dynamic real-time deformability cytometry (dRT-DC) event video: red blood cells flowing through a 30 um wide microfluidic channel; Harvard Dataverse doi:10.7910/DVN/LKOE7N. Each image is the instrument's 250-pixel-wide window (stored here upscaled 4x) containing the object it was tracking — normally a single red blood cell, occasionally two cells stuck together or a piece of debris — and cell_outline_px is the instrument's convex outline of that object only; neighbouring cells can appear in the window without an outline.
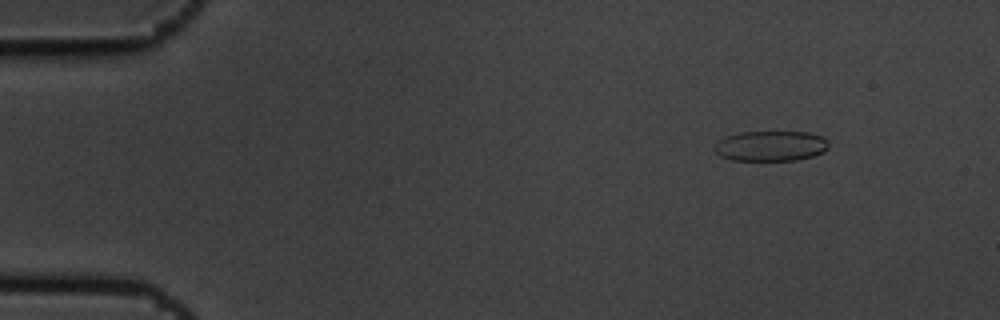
{"species": "common noctule bat (a hibernating species)", "species_latin": "Nyctalus noctula", "temperature_condition": "cold", "stored_images_in_passage": 5, "camera_frame_rate_fps": 3000, "um_per_image_px": 0.085, "animal": {"sex": "male", "body_mass_g": 19.5, "forearm_length_mm": 54.6}, "frame": {"image": 1, "passage_image": 5, "time_ms": 1.333, "image_size_px": [1000, 320], "cell_outline_px": [[828, 148], [824, 152], [812, 156], [796, 160], [732, 160], [720, 156], [716, 152], [716, 144], [720, 140], [728, 136], [740, 132], [808, 132], [824, 136], [828, 140]], "centroid_in_image_um": [65.57, 12.4], "position_along_channel_um": 19.4, "area_um2": 20.06}}